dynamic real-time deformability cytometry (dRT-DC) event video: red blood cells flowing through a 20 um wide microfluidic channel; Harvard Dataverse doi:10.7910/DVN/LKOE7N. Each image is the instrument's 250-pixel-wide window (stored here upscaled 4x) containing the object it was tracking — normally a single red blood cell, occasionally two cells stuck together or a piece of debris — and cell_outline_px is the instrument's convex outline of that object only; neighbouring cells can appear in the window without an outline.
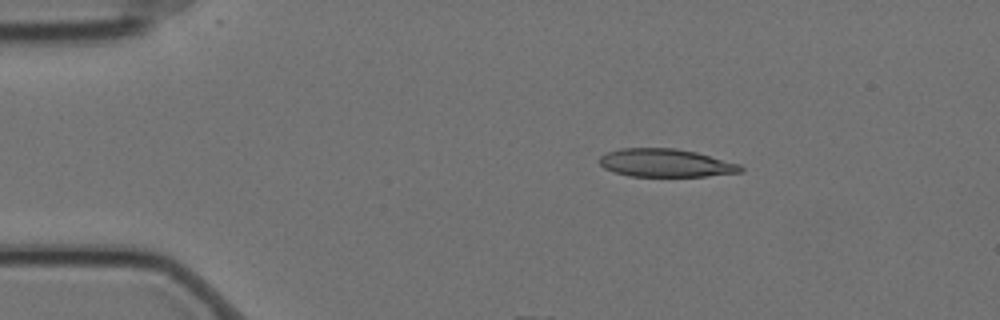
{"species": "Egyptian fruit bat (a non-hibernating species)", "species_latin": "Rousettus aegyptiacus", "temperature_condition": "cold", "stored_images_in_passage": 2, "camera_frame_rate_fps": 3000, "um_per_image_px": 0.085, "animal": {"sex": "female"}, "frame": {"image": 1, "passage_image": 2, "time_ms": 0.333, "image_size_px": [1000, 320], "cell_outline_px": [[744, 172], [704, 176], [628, 176], [604, 168], [600, 164], [600, 156], [608, 152], [620, 148], [676, 148], [696, 152], [740, 164], [744, 168]], "centroid_in_image_um": [56.61, 13.85], "position_along_channel_um": 28.4, "area_um2": 23.06}}